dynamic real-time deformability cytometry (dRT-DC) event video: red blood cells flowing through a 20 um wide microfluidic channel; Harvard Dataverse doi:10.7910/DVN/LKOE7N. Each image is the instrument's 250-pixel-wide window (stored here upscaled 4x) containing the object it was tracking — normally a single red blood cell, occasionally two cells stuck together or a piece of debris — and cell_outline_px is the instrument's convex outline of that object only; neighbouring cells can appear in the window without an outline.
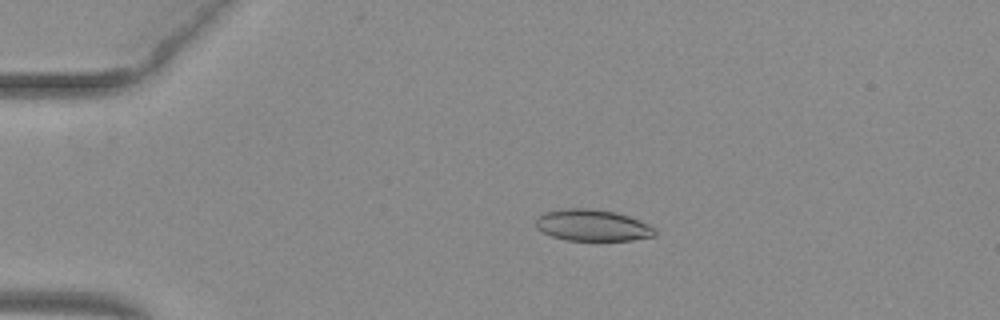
{"species": "common noctule bat (a hibernating species)", "species_latin": "Nyctalus noctula", "temperature_condition": "warm", "stored_images_in_passage": 48, "camera_frame_rate_fps": 3000, "um_per_image_px": 0.085, "animal": {"sex": "female", "body_mass_g": 29.2, "forearm_length_mm": 56.3}, "frame": {"image": 1, "passage_image": 7, "time_ms": 2.0, "image_size_px": [1000, 320], "cell_outline_px": [[656, 236], [632, 240], [568, 240], [552, 236], [536, 228], [536, 216], [544, 212], [568, 208], [592, 208], [616, 212], [628, 216], [648, 224], [656, 228]], "centroid_in_image_um": [50.36, 19.14], "position_along_channel_um": 34.6, "area_um2": 21.91}}
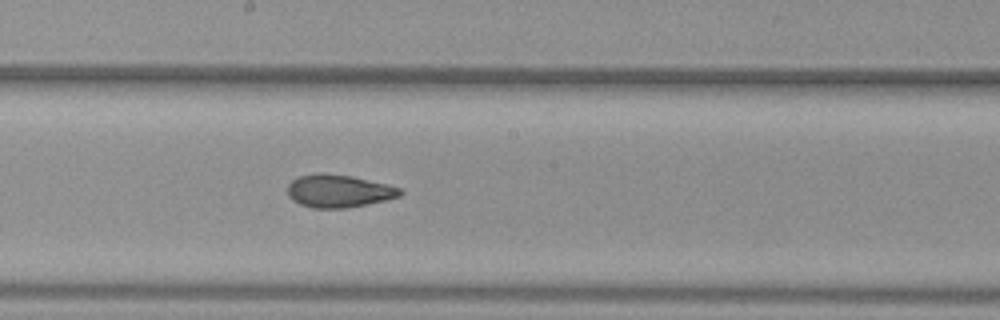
{"frame": {"image": 2, "passage_image": 25, "time_ms": 8.0, "image_size_px": [1000, 320], "cell_outline_px": [[404, 192], [400, 196], [368, 204], [348, 208], [312, 208], [300, 204], [292, 200], [288, 196], [288, 184], [292, 180], [300, 176], [316, 172], [324, 172], [352, 176], [400, 188]], "centroid_in_image_um": [28.75, 16.23], "position_along_channel_um": 219.4, "area_um2": 21.56}}
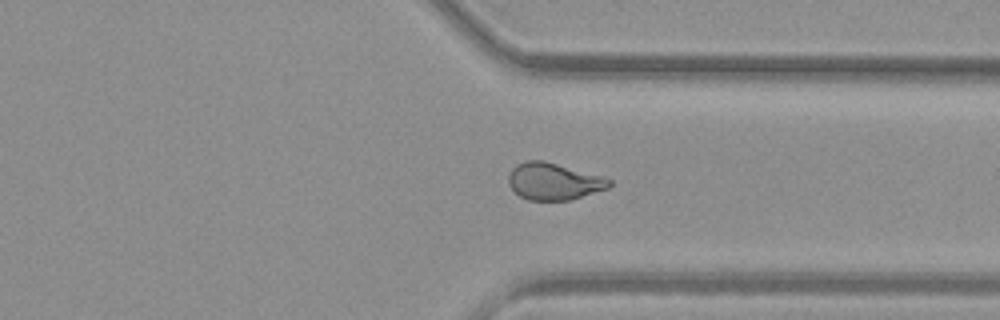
{"frame": {"image": 3, "passage_image": 36, "time_ms": 11.667, "image_size_px": [1000, 320], "cell_outline_px": [[612, 184], [608, 188], [572, 200], [528, 200], [520, 196], [508, 184], [508, 176], [512, 168], [516, 164], [524, 160], [544, 160], [604, 176], [612, 180]], "centroid_in_image_um": [47.08, 15.41], "position_along_channel_um": 364.3, "area_um2": 21.96}, "authors_computed_cell_mechanics": {"area_um2": 22.1374, "velocity_mm_per_s": 3.9535, "shape_relaxation_time_tau1_ms": null, "shape_relaxation_time_tau2_ms": 1.7092, "deformation_change_tau1": null, "deformation_change_tau2": 0.075}}